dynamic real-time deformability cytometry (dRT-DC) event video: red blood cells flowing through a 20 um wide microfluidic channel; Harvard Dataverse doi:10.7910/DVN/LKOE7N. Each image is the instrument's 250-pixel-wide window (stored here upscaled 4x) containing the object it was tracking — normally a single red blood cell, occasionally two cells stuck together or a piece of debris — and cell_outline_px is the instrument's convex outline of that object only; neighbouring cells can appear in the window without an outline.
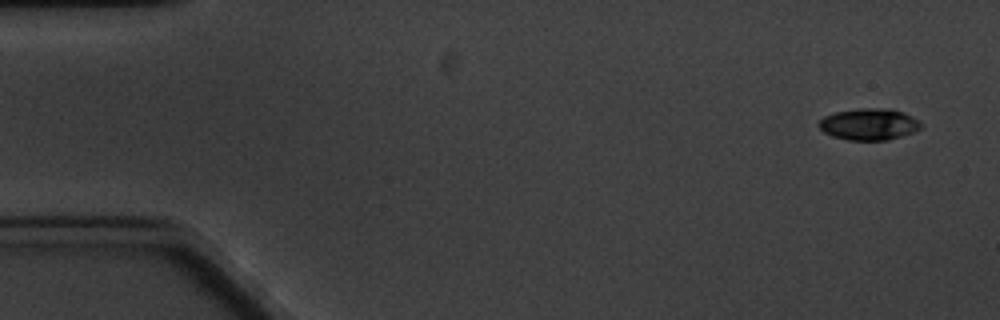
{"species": "common noctule bat (a hibernating species)", "species_latin": "Nyctalus noctula", "temperature_condition": "cold", "stored_images_in_passage": 5, "camera_frame_rate_fps": 3000, "um_per_image_px": 0.085, "animal": {"sex": "male", "body_mass_g": 20.1, "forearm_length_mm": 53.5}, "frame": {"image": 1, "passage_image": 1, "time_ms": 0.0, "image_size_px": [1000, 320], "cell_outline_px": [[924, 124], [920, 128], [912, 132], [888, 140], [848, 140], [832, 136], [824, 132], [816, 124], [824, 116], [836, 112], [860, 108], [892, 108], [904, 112], [920, 120]], "centroid_in_image_um": [73.88, 10.55], "position_along_channel_um": 11.1, "area_um2": 18.96}}
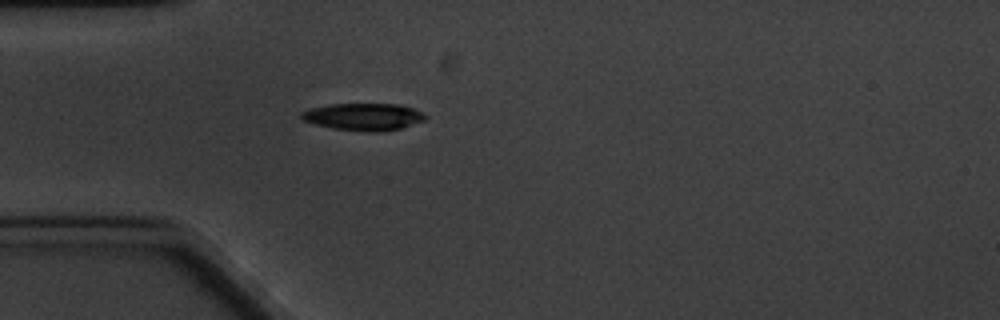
{"frame": {"image": 2, "passage_image": 5, "time_ms": 4.667, "image_size_px": [1000, 320], "cell_outline_px": [[428, 116], [424, 120], [400, 128], [336, 128], [316, 124], [304, 120], [300, 116], [300, 112], [308, 108], [332, 104], [400, 104], [412, 108]], "centroid_in_image_um": [30.85, 9.85], "position_along_channel_um": 54.1, "area_um2": 18.32}}